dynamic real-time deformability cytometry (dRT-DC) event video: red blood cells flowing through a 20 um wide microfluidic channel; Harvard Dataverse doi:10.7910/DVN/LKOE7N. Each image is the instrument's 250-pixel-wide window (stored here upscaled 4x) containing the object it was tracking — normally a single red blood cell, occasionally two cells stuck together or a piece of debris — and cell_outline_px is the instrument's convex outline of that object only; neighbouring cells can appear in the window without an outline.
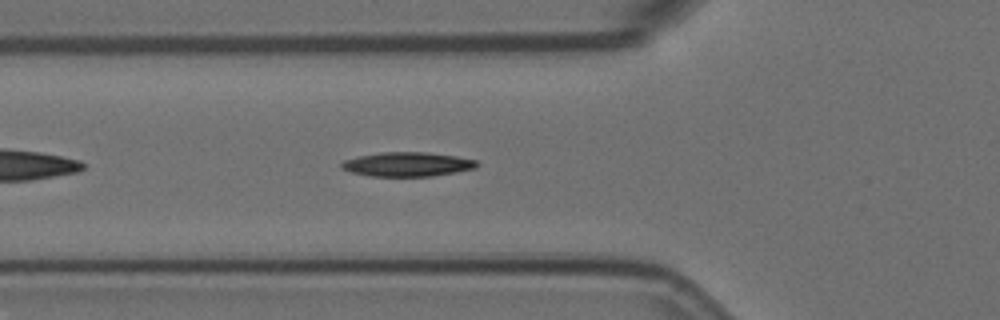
{"species": "Egyptian fruit bat (a non-hibernating species)", "species_latin": "Rousettus aegyptiacus", "temperature_condition": "room temperature", "stored_images_in_passage": 40, "camera_frame_rate_fps": 3000, "um_per_image_px": 0.085, "animal": {"sex": "female"}, "frame": {"image": 1, "passage_image": 6, "time_ms": 1.667, "image_size_px": [1000, 320], "cell_outline_px": [[480, 164], [476, 168], [456, 172], [432, 176], [372, 176], [352, 172], [340, 168], [340, 164], [344, 160], [360, 156], [380, 152], [428, 152], [456, 156], [476, 160]], "centroid_in_image_um": [34.65, 13.96], "position_along_channel_um": 91.1, "area_um2": 19.13}}
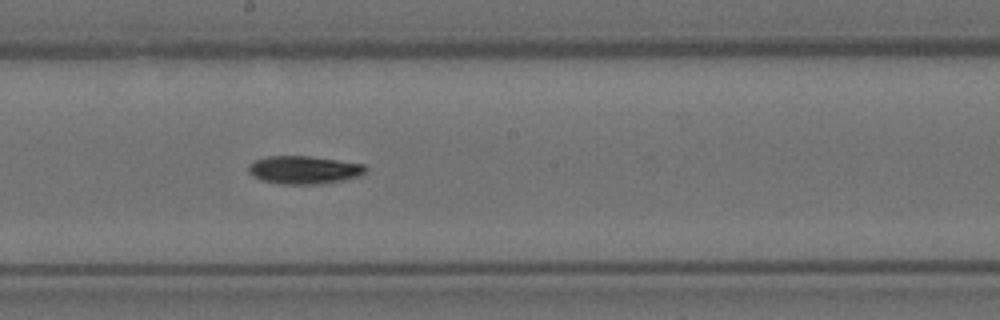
{"frame": {"image": 2, "passage_image": 17, "time_ms": 5.333, "image_size_px": [1000, 320], "cell_outline_px": [[368, 168], [360, 176], [344, 180], [320, 184], [280, 184], [260, 180], [252, 176], [248, 172], [248, 164], [256, 160], [268, 156], [308, 156], [364, 164]], "centroid_in_image_um": [25.82, 14.45], "position_along_channel_um": 222.4, "area_um2": 19.19}}
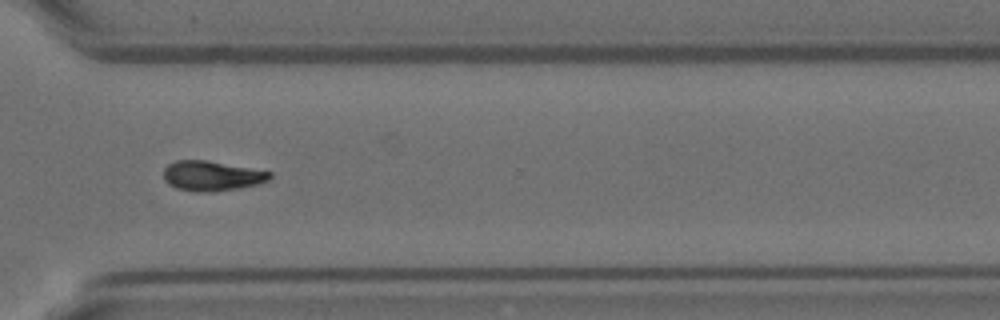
{"frame": {"image": 3, "passage_image": 28, "time_ms": 9.0, "image_size_px": [1000, 320], "cell_outline_px": [[272, 176], [268, 180], [256, 184], [240, 188], [208, 192], [200, 192], [176, 188], [168, 184], [164, 180], [164, 168], [168, 164], [176, 160], [208, 160], [272, 172]], "centroid_in_image_um": [17.98, 14.94], "position_along_channel_um": 352.6, "area_um2": 18.5}}